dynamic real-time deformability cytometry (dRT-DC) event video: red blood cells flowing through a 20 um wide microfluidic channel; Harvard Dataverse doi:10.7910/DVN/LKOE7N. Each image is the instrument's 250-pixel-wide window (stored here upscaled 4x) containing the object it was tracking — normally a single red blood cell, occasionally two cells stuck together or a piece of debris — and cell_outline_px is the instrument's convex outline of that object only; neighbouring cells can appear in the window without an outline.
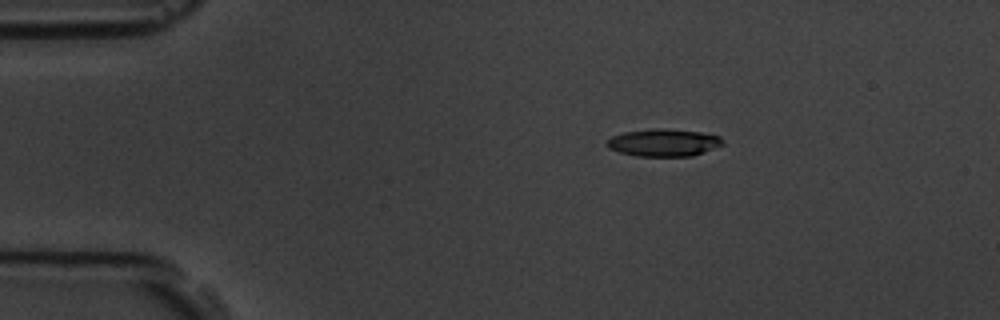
{"species": "common noctule bat (a hibernating species)", "species_latin": "Nyctalus noctula", "temperature_condition": "room temperature", "stored_images_in_passage": 3, "camera_frame_rate_fps": 3000, "um_per_image_px": 0.085, "animal": {"sex": "male", "body_mass_g": 19.5, "forearm_length_mm": 54.6}, "frame": {"image": 1, "passage_image": 2, "time_ms": 1.0, "image_size_px": [1000, 320], "cell_outline_px": [[724, 144], [704, 152], [692, 156], [636, 156], [620, 152], [608, 148], [604, 144], [612, 136], [624, 132], [652, 128], [656, 128], [700, 132], [720, 136], [724, 140]], "centroid_in_image_um": [56.4, 12.12], "position_along_channel_um": 28.6, "area_um2": 18.5}}